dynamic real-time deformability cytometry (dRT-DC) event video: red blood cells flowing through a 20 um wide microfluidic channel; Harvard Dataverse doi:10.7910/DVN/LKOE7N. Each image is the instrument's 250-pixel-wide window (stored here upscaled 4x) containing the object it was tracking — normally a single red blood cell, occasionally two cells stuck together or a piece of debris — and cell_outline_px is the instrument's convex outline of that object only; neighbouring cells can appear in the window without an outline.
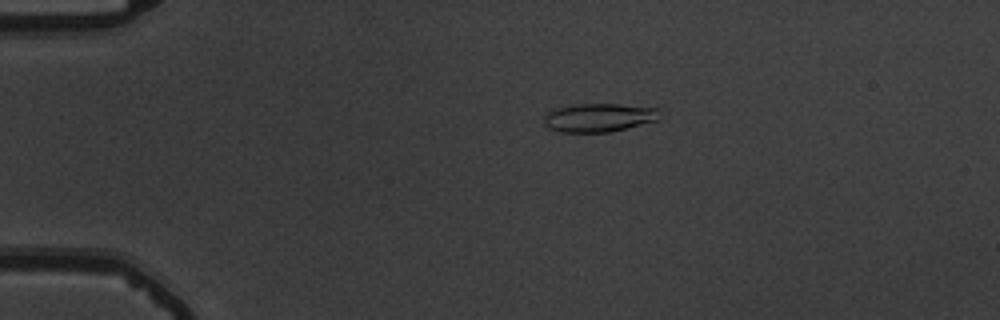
{"species": "common noctule bat (a hibernating species)", "species_latin": "Nyctalus noctula", "temperature_condition": "warm", "stored_images_in_passage": 55, "camera_frame_rate_fps": 3000, "um_per_image_px": 0.085, "animal": {"sex": "male", "body_mass_g": 19.5, "forearm_length_mm": 54.6}, "frame": {"image": 1, "passage_image": 12, "time_ms": 3.667, "image_size_px": [1000, 320], "cell_outline_px": [[656, 120], [608, 132], [560, 132], [548, 128], [544, 124], [544, 112], [552, 108], [576, 104], [616, 104], [656, 108]], "centroid_in_image_um": [50.74, 9.99], "position_along_channel_um": 34.3, "area_um2": 18.96}}
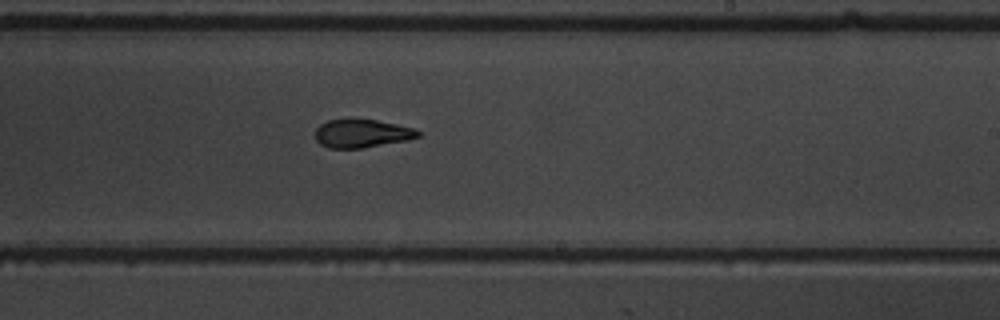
{"frame": {"image": 2, "passage_image": 34, "time_ms": 11.0, "image_size_px": [1000, 320], "cell_outline_px": [[420, 136], [408, 140], [364, 148], [328, 148], [320, 144], [316, 140], [316, 128], [320, 124], [328, 120], [376, 120], [416, 128], [420, 132]], "centroid_in_image_um": [30.78, 11.36], "position_along_channel_um": 258.2, "area_um2": 16.88}}
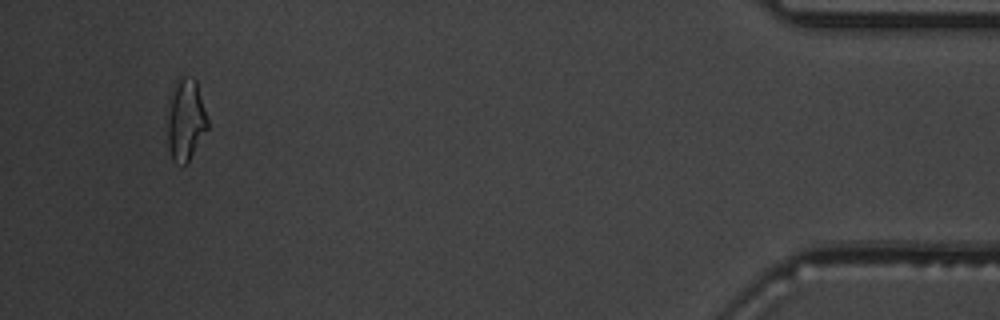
{"frame": {"image": 3, "passage_image": 52, "time_ms": 17.0, "image_size_px": [1000, 320], "cell_outline_px": [[208, 128], [188, 160], [184, 164], [172, 160], [168, 148], [168, 96], [172, 84], [176, 76], [192, 76], [196, 80], [208, 120]], "centroid_in_image_um": [15.75, 10.07], "position_along_channel_um": 419.5, "area_um2": 19.36}, "authors_computed_cell_mechanics": {"area_um2": 18.1492, "velocity_mm_per_s": 3.7969, "shape_relaxation_time_tau1_ms": 7.2456, "shape_relaxation_time_tau2_ms": 2.7216, "deformation_change_tau1": 0.2044, "deformation_change_tau2": 0.1045}}